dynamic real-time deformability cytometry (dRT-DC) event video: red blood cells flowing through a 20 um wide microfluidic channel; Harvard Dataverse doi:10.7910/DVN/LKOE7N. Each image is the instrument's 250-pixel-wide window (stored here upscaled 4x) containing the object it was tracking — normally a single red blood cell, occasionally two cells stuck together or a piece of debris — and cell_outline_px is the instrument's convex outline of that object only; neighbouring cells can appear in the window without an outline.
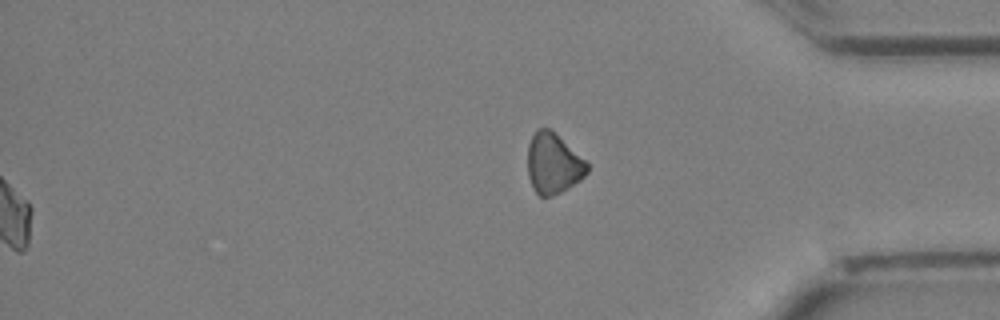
{"species": "Egyptian fruit bat (a non-hibernating species)", "species_latin": "Rousettus aegyptiacus", "temperature_condition": "cold", "stored_images_in_passage": 35, "segment_of_instrument_passage": [2, 2], "camera_frame_rate_fps": 3000, "um_per_image_px": 0.085, "animal": {"sex": "female"}, "frame": {"image": 1, "passage_image": 35, "time_ms": 11.333, "image_size_px": [1000, 320], "cell_outline_px": [[588, 172], [580, 180], [560, 192], [552, 196], [540, 196], [532, 188], [528, 176], [528, 144], [536, 128], [548, 128], [584, 160], [588, 164]], "centroid_in_image_um": [46.99, 13.92], "position_along_channel_um": 388.2, "area_um2": 20.52}}